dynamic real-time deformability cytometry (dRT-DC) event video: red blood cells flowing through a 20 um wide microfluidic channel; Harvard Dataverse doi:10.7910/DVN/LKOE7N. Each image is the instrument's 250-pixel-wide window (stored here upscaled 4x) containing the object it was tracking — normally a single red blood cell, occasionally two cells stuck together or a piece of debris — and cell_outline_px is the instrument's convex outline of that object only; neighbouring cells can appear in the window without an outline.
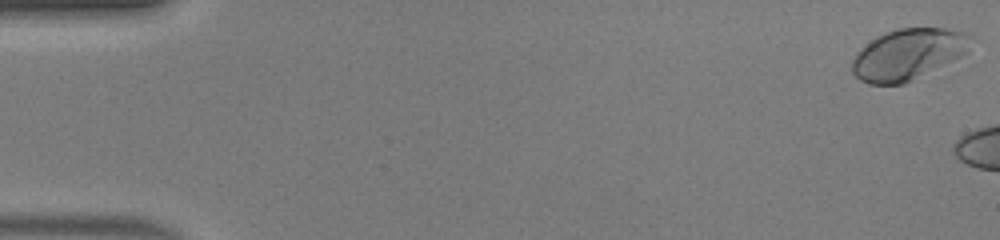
{"species": "human", "species_latin": "Homo sapiens", "temperature_condition": "warm", "stored_images_in_passage": 10, "camera_frame_rate_fps": 3000, "um_per_image_px": 0.085, "donor": {"sex": "male"}, "frame": {"image": 1, "passage_image": 1, "time_ms": 0.0, "image_size_px": [1000, 240], "cell_outline_px": [[980, 40], [968, 52], [904, 84], [868, 84], [860, 80], [852, 72], [852, 60], [856, 52], [860, 48], [876, 36], [884, 32], [896, 28], [948, 28], [972, 32]], "centroid_in_image_um": [77.28, 4.57], "position_along_channel_um": 7.7, "area_um2": 36.13}}